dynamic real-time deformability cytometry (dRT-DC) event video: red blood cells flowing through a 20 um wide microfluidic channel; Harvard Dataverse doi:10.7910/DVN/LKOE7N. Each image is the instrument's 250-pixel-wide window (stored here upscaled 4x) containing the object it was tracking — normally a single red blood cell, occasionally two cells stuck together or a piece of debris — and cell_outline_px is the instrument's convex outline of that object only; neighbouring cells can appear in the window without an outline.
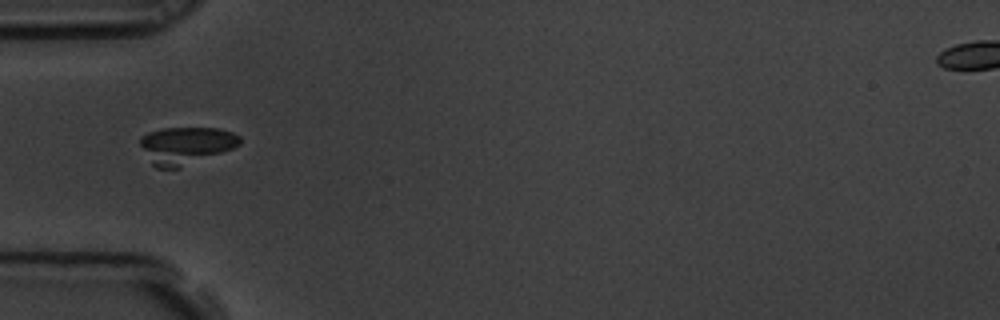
{"species": "common noctule bat (a hibernating species)", "species_latin": "Nyctalus noctula", "temperature_condition": "room temperature", "stored_images_in_passage": 10, "camera_frame_rate_fps": 3000, "um_per_image_px": 0.085, "animal": {"sex": "male", "body_mass_g": 19.5, "forearm_length_mm": 54.6}, "frame": {"image": 1, "passage_image": 6, "time_ms": 1.667, "image_size_px": [1000, 320], "cell_outline_px": [[240, 144], [232, 148], [180, 168], [156, 168], [152, 164], [140, 144], [140, 136], [148, 132], [164, 128], [220, 128], [232, 132], [240, 136]], "centroid_in_image_um": [15.79, 12.35], "position_along_channel_um": 69.2, "area_um2": 21.5}}
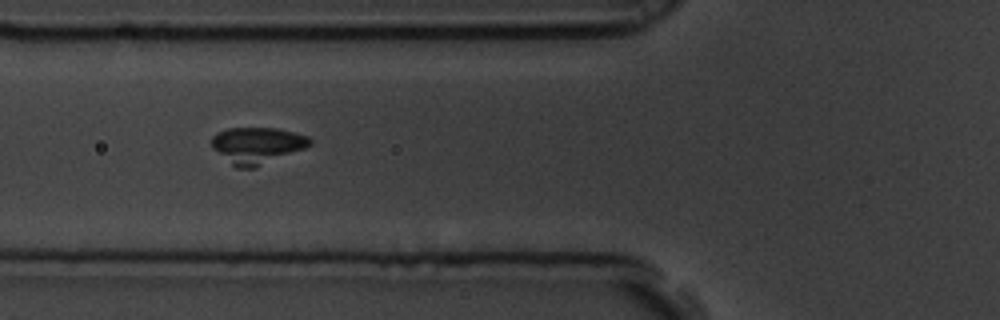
{"frame": {"image": 2, "passage_image": 7, "time_ms": 2.0, "image_size_px": [1000, 320], "cell_outline_px": [[312, 144], [304, 148], [256, 168], [236, 168], [212, 148], [212, 136], [216, 132], [228, 128], [276, 128], [308, 136], [312, 140]], "centroid_in_image_um": [21.83, 12.36], "position_along_channel_um": 104.0, "area_um2": 20.87}}